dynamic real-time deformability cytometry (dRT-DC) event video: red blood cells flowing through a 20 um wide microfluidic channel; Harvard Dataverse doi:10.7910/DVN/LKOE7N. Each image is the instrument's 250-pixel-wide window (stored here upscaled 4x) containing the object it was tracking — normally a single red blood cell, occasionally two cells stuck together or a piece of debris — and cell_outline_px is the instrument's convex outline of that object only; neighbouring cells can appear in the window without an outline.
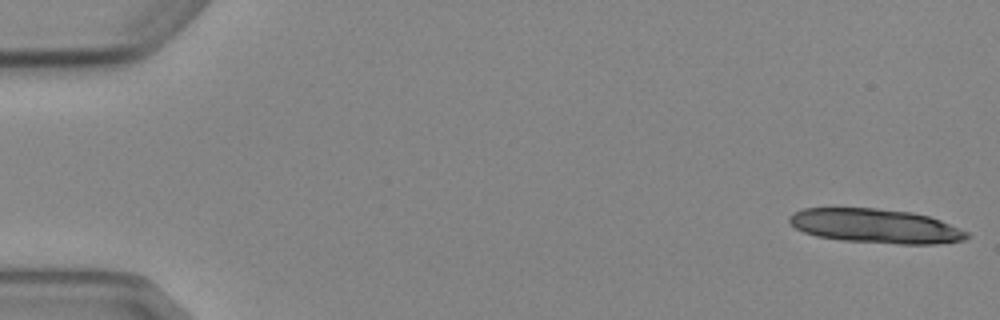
{"species": "Egyptian fruit bat (a non-hibernating species)", "species_latin": "Rousettus aegyptiacus", "temperature_condition": "cold", "stored_images_in_passage": 5, "camera_frame_rate_fps": 3000, "um_per_image_px": 0.085, "animal": {"sex": "female"}, "frame": {"image": 1, "passage_image": 1, "time_ms": 0.0, "image_size_px": [1000, 320], "cell_outline_px": [[972, 236], [964, 240], [936, 244], [900, 244], [844, 240], [816, 236], [804, 232], [796, 228], [788, 220], [788, 216], [792, 212], [804, 208], [876, 208], [912, 212], [928, 216], [940, 220], [968, 232]], "centroid_in_image_um": [74.43, 19.21], "position_along_channel_um": 10.6, "area_um2": 35.43}}